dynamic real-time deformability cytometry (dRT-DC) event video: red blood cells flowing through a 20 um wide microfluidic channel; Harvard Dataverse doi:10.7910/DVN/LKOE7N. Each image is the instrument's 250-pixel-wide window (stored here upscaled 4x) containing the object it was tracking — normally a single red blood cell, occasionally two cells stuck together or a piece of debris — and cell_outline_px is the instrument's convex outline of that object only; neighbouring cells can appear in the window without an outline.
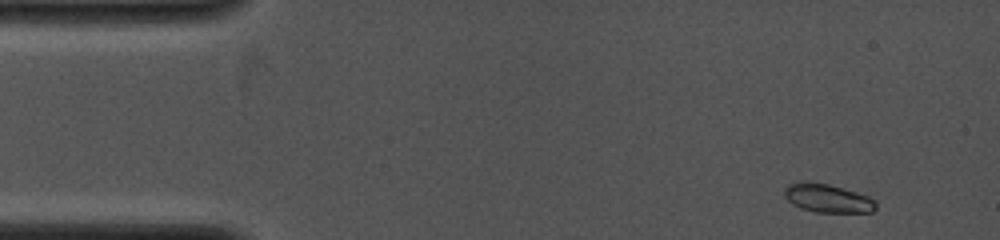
{"species": "common noctule bat (a hibernating species)", "species_latin": "Nyctalus noctula", "temperature_condition": "cold", "stored_images_in_passage": 12, "camera_frame_rate_fps": 4000, "um_per_image_px": 0.085, "animal": {"sex": "female", "body_mass_g": 19.0, "forearm_length_mm": 53.3}, "frame": {"image": 1, "passage_image": 1, "time_ms": 0.0, "image_size_px": [1000, 240], "cell_outline_px": [[876, 208], [872, 212], [816, 212], [800, 208], [792, 204], [784, 196], [784, 188], [788, 184], [828, 184], [856, 192], [868, 196], [876, 200]], "centroid_in_image_um": [70.38, 16.89], "position_along_channel_um": 14.6, "area_um2": 14.74}}
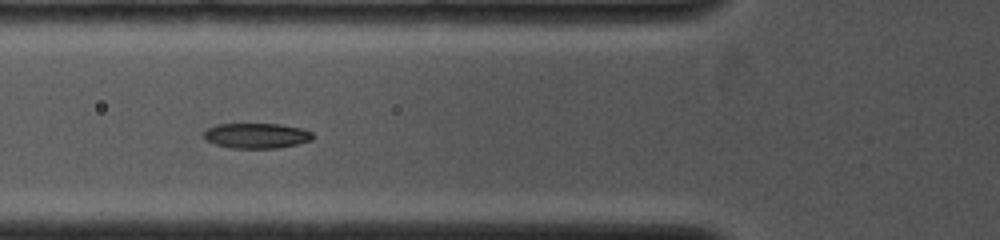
{"frame": {"image": 2, "passage_image": 10, "time_ms": 4.25, "image_size_px": [1000, 240], "cell_outline_px": [[312, 140], [296, 144], [276, 148], [232, 148], [216, 144], [208, 140], [204, 136], [204, 132], [208, 128], [216, 124], [280, 124], [304, 128], [312, 132]], "centroid_in_image_um": [21.83, 11.52], "position_along_channel_um": 104.0, "area_um2": 15.9}}
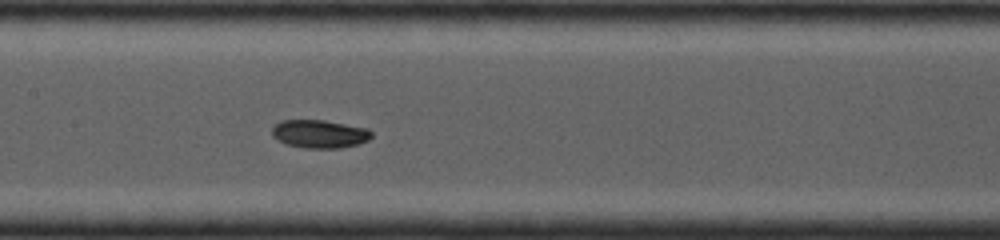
{"frame": {"image": 3, "passage_image": 12, "time_ms": 6.0, "image_size_px": [1000, 240], "cell_outline_px": [[372, 136], [368, 140], [360, 144], [340, 148], [304, 148], [284, 144], [276, 140], [272, 136], [272, 128], [280, 120], [324, 120], [368, 128], [372, 132]], "centroid_in_image_um": [27.15, 11.39], "position_along_channel_um": 180.2, "area_um2": 16.59}}